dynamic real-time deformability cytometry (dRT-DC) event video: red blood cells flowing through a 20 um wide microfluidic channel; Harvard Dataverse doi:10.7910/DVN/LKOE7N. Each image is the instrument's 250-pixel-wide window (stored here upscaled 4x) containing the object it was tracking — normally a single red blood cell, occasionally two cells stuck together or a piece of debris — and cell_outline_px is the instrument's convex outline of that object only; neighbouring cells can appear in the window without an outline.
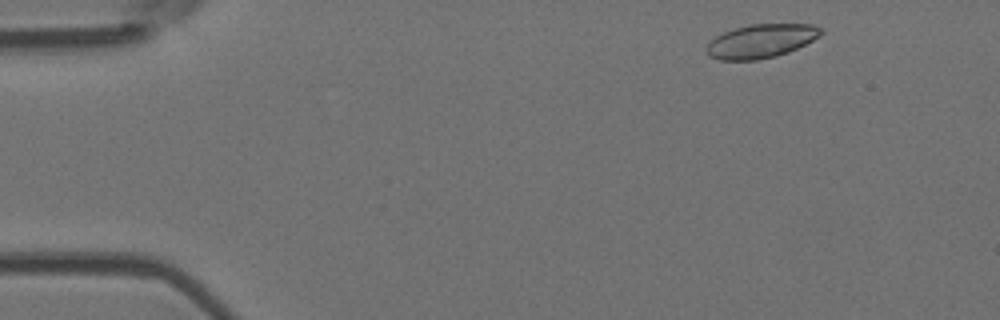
{"species": "Egyptian fruit bat (a non-hibernating species)", "species_latin": "Rousettus aegyptiacus", "temperature_condition": "room temperature", "stored_images_in_passage": 4, "camera_frame_rate_fps": 3000, "um_per_image_px": 0.085, "animal": {"sex": "female"}, "frame": {"image": 1, "passage_image": 1, "time_ms": 0.0, "image_size_px": [1000, 320], "cell_outline_px": [[824, 32], [820, 36], [788, 52], [776, 56], [756, 60], [720, 60], [708, 56], [704, 52], [704, 48], [716, 36], [724, 32], [748, 24], [812, 24], [820, 28]], "centroid_in_image_um": [64.65, 3.49], "position_along_channel_um": 20.4, "area_um2": 22.48}}